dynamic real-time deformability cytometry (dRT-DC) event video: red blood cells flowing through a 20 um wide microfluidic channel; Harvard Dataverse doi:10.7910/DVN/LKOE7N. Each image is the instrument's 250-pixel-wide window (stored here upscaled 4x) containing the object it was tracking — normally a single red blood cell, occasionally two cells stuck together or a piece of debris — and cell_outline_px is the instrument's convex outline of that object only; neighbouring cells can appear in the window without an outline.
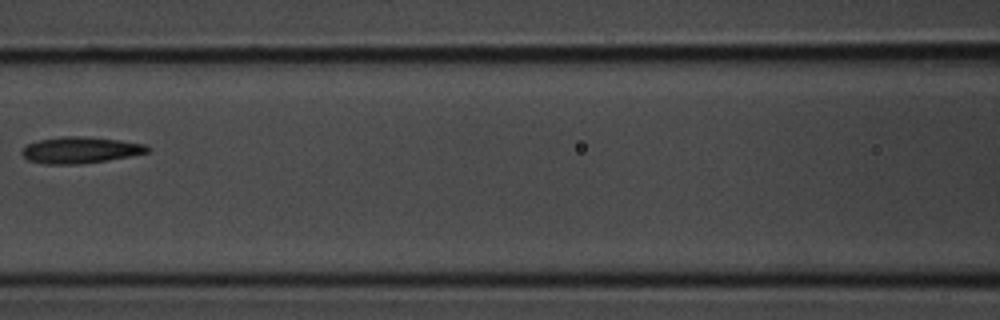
{"species": "common noctule bat (a hibernating species)", "species_latin": "Nyctalus noctula", "temperature_condition": "room temperature", "stored_images_in_passage": 7, "camera_frame_rate_fps": 3000, "um_per_image_px": 0.085, "animal": {"sex": "male", "body_mass_g": 20.1, "forearm_length_mm": 53.5}, "frame": {"image": 1, "passage_image": 7, "time_ms": 2.0, "image_size_px": [1000, 320], "cell_outline_px": [[152, 148], [148, 152], [108, 160], [80, 164], [44, 164], [28, 160], [20, 152], [28, 144], [40, 140], [60, 136], [76, 136], [120, 140], [144, 144]], "centroid_in_image_um": [6.82, 12.76], "position_along_channel_um": 159.8, "area_um2": 19.13}}